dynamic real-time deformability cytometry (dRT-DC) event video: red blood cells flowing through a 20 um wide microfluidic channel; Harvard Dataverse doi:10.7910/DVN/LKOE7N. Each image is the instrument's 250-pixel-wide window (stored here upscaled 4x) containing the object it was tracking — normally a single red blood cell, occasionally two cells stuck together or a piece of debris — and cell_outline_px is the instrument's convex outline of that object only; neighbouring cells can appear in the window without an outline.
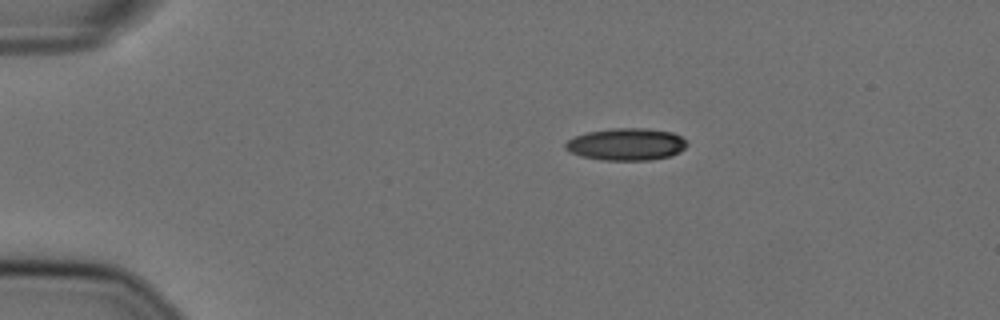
{"species": "Egyptian fruit bat (a non-hibernating species)", "species_latin": "Rousettus aegyptiacus", "temperature_condition": "cold", "stored_images_in_passage": 46, "camera_frame_rate_fps": 3000, "um_per_image_px": 0.085, "animal": {"sex": "female"}, "frame": {"image": 1, "passage_image": 1, "time_ms": 0.0, "image_size_px": [1000, 320], "cell_outline_px": [[688, 144], [680, 152], [672, 156], [648, 160], [604, 160], [580, 156], [564, 148], [564, 144], [568, 140], [576, 136], [588, 132], [612, 128], [648, 128], [672, 132], [680, 136]], "centroid_in_image_um": [53.25, 12.26], "position_along_channel_um": 31.7, "area_um2": 22.77}}
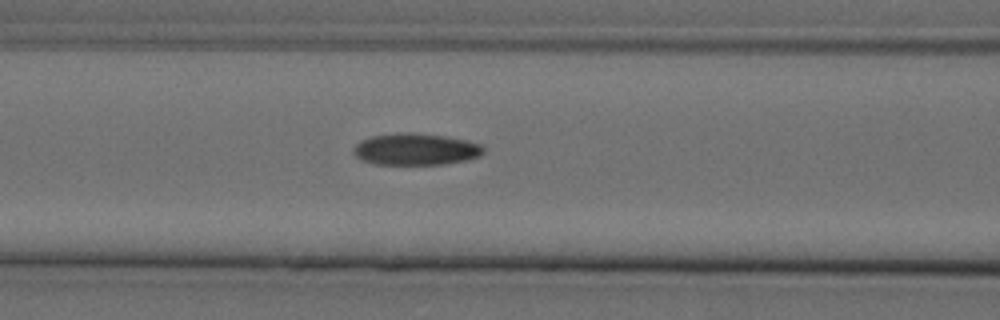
{"frame": {"image": 2, "passage_image": 14, "time_ms": 4.333, "image_size_px": [1000, 320], "cell_outline_px": [[484, 152], [480, 156], [464, 160], [444, 164], [376, 164], [360, 160], [352, 152], [352, 148], [360, 140], [372, 136], [404, 132], [408, 132], [444, 136], [468, 140], [484, 144]], "centroid_in_image_um": [35.33, 12.68], "position_along_channel_um": 131.3, "area_um2": 24.16}}
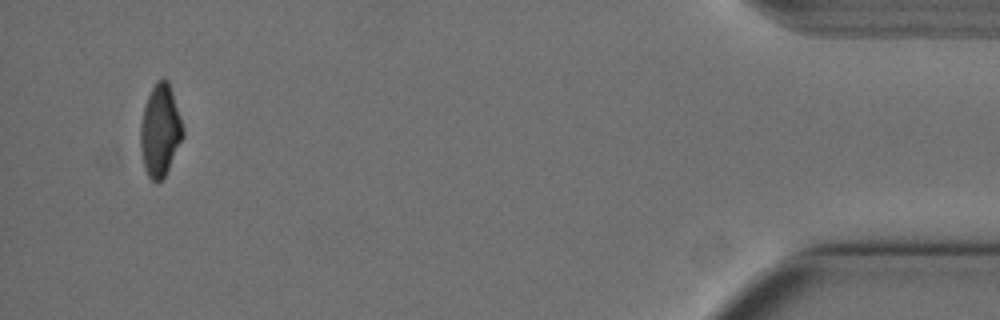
{"frame": {"image": 3, "passage_image": 44, "time_ms": 14.333, "image_size_px": [1000, 320], "cell_outline_px": [[184, 136], [164, 176], [156, 184], [148, 176], [144, 168], [140, 148], [140, 124], [144, 108], [148, 96], [156, 80], [168, 80], [184, 128]], "centroid_in_image_um": [13.6, 11.11], "position_along_channel_um": 421.6, "area_um2": 22.54}, "authors_computed_cell_mechanics": {"area_um2": 24.0448, "velocity_mm_per_s": 3.624, "shape_relaxation_time_tau1_ms": 5.852, "shape_relaxation_time_tau2_ms": 3.7802, "deformation_change_tau1": 0.1684, "deformation_change_tau2": 0.0914}}